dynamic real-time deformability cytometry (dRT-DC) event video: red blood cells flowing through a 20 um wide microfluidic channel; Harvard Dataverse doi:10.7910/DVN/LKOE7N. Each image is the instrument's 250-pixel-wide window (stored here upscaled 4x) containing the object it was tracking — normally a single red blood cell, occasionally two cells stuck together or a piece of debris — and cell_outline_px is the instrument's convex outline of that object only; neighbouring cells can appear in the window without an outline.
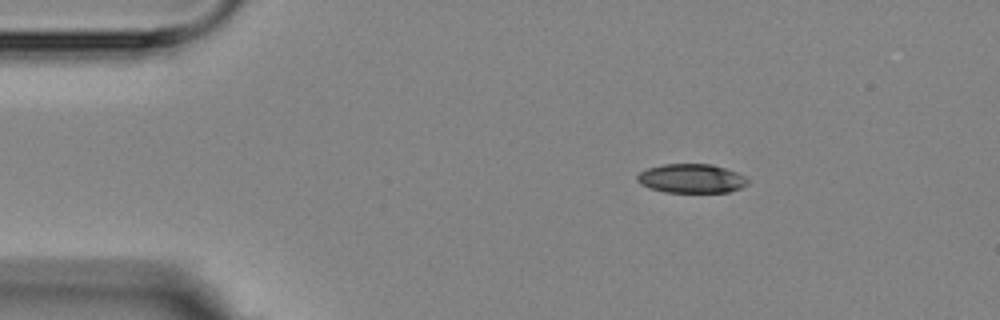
{"species": "Egyptian fruit bat (a non-hibernating species)", "species_latin": "Rousettus aegyptiacus", "temperature_condition": "room temperature", "stored_images_in_passage": 3, "camera_frame_rate_fps": 3000, "um_per_image_px": 0.085, "animal": {"sex": "female"}, "frame": {"image": 1, "passage_image": 1, "time_ms": 0.0, "image_size_px": [1000, 320], "cell_outline_px": [[748, 184], [740, 188], [728, 192], [664, 192], [640, 184], [636, 180], [636, 176], [640, 172], [648, 168], [664, 164], [712, 164], [736, 172], [744, 176], [748, 180]], "centroid_in_image_um": [58.76, 15.17], "position_along_channel_um": 26.2, "area_um2": 18.61}}
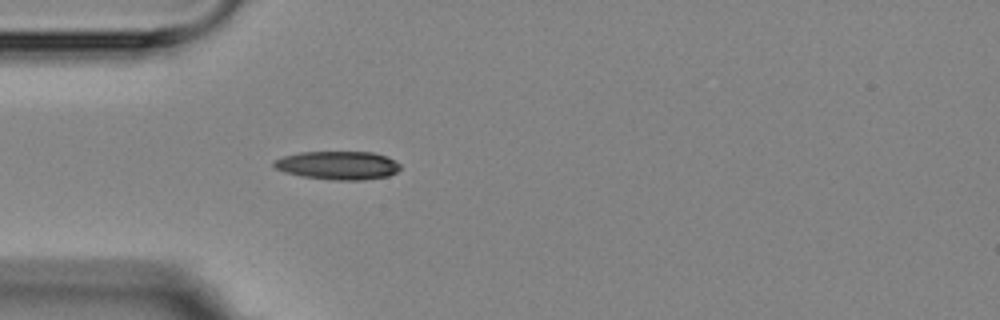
{"frame": {"image": 2, "passage_image": 3, "time_ms": 2.333, "image_size_px": [1000, 320], "cell_outline_px": [[400, 168], [396, 172], [388, 176], [364, 180], [332, 180], [304, 176], [284, 172], [276, 168], [272, 164], [272, 160], [284, 156], [300, 152], [372, 152], [388, 156], [396, 160], [400, 164]], "centroid_in_image_um": [28.74, 14.05], "position_along_channel_um": 56.3, "area_um2": 21.04}}